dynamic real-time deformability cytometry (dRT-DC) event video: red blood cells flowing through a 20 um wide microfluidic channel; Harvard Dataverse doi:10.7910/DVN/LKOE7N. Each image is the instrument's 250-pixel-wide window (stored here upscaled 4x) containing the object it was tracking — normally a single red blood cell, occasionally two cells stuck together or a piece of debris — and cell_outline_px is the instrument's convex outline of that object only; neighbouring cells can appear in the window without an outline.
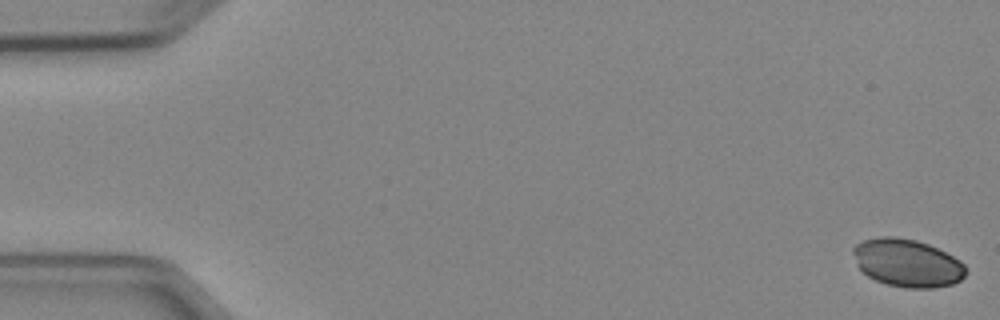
{"species": "Egyptian fruit bat (a non-hibernating species)", "species_latin": "Rousettus aegyptiacus", "temperature_condition": "cold", "stored_images_in_passage": 4, "camera_frame_rate_fps": 3000, "um_per_image_px": 0.085, "animal": {"sex": "female"}, "frame": {"image": 1, "passage_image": 1, "time_ms": 0.0, "image_size_px": [1000, 320], "cell_outline_px": [[968, 272], [960, 280], [952, 284], [932, 288], [904, 288], [884, 284], [868, 276], [856, 264], [852, 252], [852, 248], [856, 244], [864, 240], [880, 236], [896, 236], [916, 240], [928, 244], [960, 260], [964, 264]], "centroid_in_image_um": [77.1, 22.35], "position_along_channel_um": 7.9, "area_um2": 31.56}}
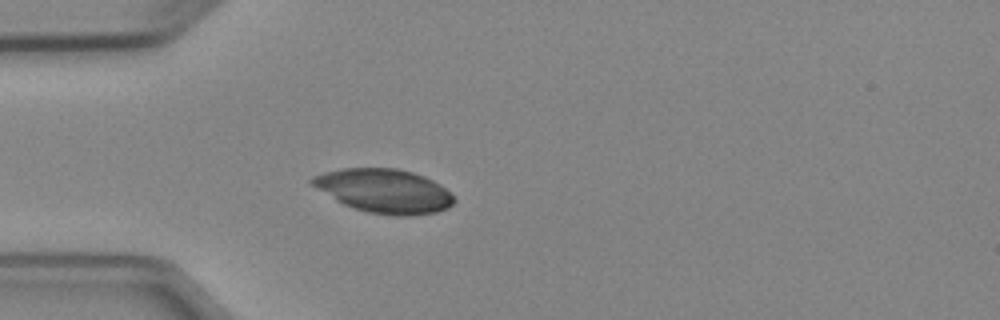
{"frame": {"image": 2, "passage_image": 4, "time_ms": 4.667, "image_size_px": [1000, 320], "cell_outline_px": [[456, 200], [448, 208], [436, 212], [408, 216], [396, 216], [368, 212], [344, 204], [336, 200], [308, 184], [308, 180], [312, 176], [324, 172], [344, 168], [396, 168], [412, 172], [424, 176], [440, 184]], "centroid_in_image_um": [32.62, 16.22], "position_along_channel_um": 52.4, "area_um2": 36.24}}